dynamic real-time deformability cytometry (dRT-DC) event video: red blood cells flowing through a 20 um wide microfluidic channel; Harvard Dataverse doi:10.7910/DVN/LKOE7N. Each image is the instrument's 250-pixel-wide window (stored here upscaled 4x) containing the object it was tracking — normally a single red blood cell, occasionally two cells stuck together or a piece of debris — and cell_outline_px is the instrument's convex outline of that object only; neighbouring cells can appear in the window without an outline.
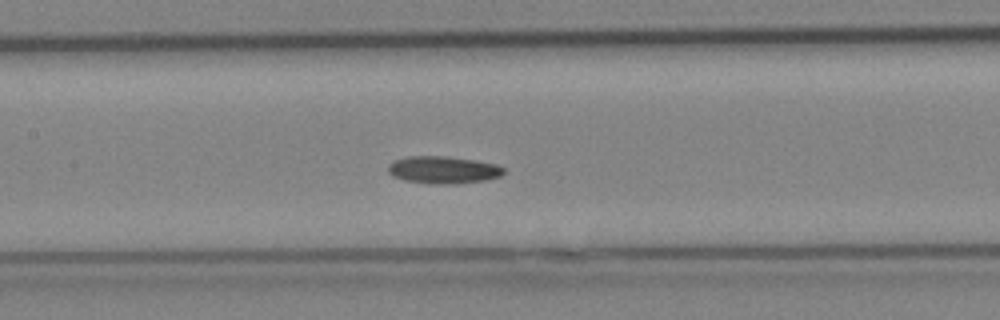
{"species": "Egyptian fruit bat (a non-hibernating species)", "species_latin": "Rousettus aegyptiacus", "temperature_condition": "cold", "stored_images_in_passage": 22, "camera_frame_rate_fps": 3000, "um_per_image_px": 0.085, "animal": {"sex": "female"}, "frame": {"image": 1, "passage_image": 13, "time_ms": 4.0, "image_size_px": [1000, 320], "cell_outline_px": [[504, 172], [500, 176], [484, 180], [456, 184], [440, 184], [404, 180], [392, 176], [388, 172], [388, 164], [396, 160], [408, 156], [444, 156], [476, 160], [496, 164], [504, 168]], "centroid_in_image_um": [37.67, 14.43], "position_along_channel_um": 169.7, "area_um2": 18.32}}
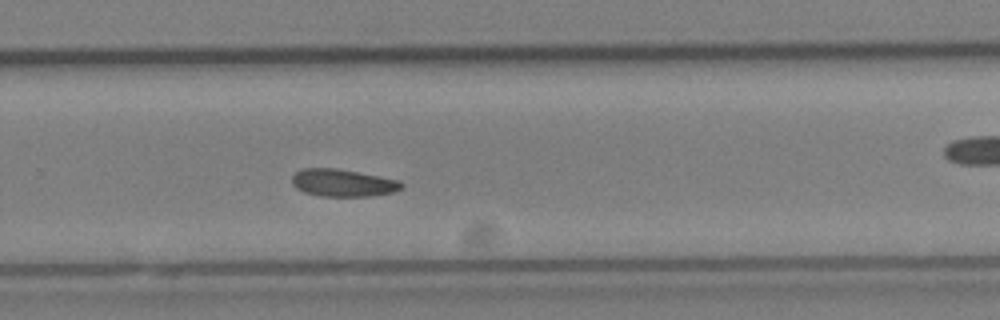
{"frame": {"image": 2, "passage_image": 19, "time_ms": 6.0, "image_size_px": [1000, 320], "cell_outline_px": [[404, 188], [392, 192], [368, 196], [320, 196], [304, 192], [296, 188], [292, 184], [292, 176], [296, 172], [304, 168], [336, 168], [360, 172], [400, 180], [404, 184]], "centroid_in_image_um": [29.16, 15.54], "position_along_channel_um": 300.6, "area_um2": 17.57}}